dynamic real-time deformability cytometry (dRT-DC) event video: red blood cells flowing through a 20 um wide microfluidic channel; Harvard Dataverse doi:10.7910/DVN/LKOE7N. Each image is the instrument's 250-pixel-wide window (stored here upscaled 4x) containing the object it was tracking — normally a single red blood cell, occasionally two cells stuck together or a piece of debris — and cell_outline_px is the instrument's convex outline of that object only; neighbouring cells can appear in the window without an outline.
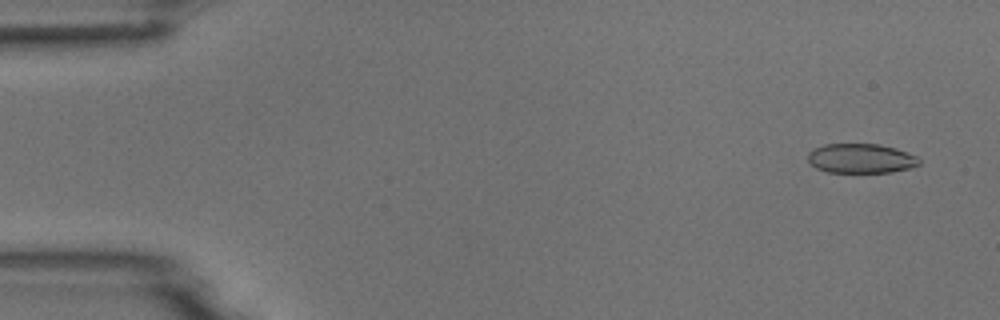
{"species": "common noctule bat (a hibernating species)", "species_latin": "Nyctalus noctula", "temperature_condition": "room temperature", "stored_images_in_passage": 4, "camera_frame_rate_fps": 3000, "um_per_image_px": 0.085, "animal": {"sex": "male", "body_mass_g": 18.8}, "frame": {"image": 1, "passage_image": 1, "time_ms": 0.0, "image_size_px": [1000, 320], "cell_outline_px": [[920, 164], [908, 168], [892, 172], [828, 172], [816, 168], [808, 160], [808, 152], [812, 148], [824, 144], [880, 144], [896, 148], [916, 156], [920, 160]], "centroid_in_image_um": [73.16, 13.46], "position_along_channel_um": 11.8, "area_um2": 19.13}}
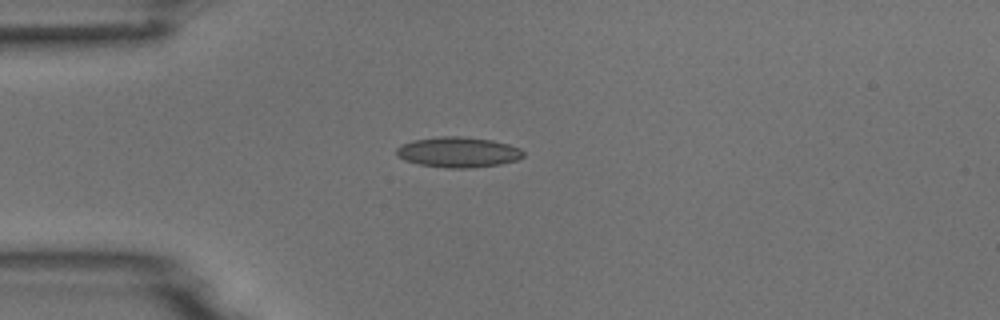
{"frame": {"image": 2, "passage_image": 4, "time_ms": 3.667, "image_size_px": [1000, 320], "cell_outline_px": [[524, 156], [516, 160], [500, 164], [468, 168], [448, 168], [420, 164], [404, 160], [396, 152], [396, 148], [400, 144], [412, 140], [440, 136], [460, 136], [492, 140], [508, 144], [520, 148], [524, 152]], "centroid_in_image_um": [38.94, 12.92], "position_along_channel_um": 46.1, "area_um2": 22.43}}